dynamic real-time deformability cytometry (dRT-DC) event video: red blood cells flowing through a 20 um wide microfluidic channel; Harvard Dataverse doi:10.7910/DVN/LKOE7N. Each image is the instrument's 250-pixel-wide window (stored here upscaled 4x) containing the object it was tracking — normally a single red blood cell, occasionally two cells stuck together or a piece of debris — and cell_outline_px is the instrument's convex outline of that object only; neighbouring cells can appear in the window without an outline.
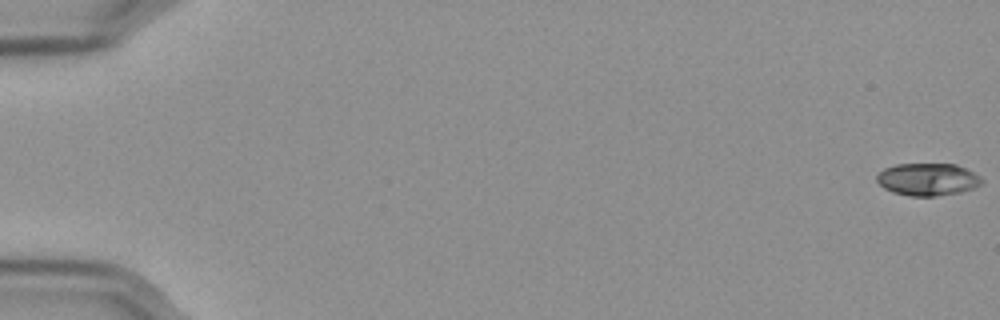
{"species": "Egyptian fruit bat (a non-hibernating species)", "species_latin": "Rousettus aegyptiacus", "temperature_condition": "cold", "stored_images_in_passage": 58, "camera_frame_rate_fps": 3000, "um_per_image_px": 0.085, "frame": {"image": 1, "passage_image": 1, "time_ms": 0.0, "image_size_px": [1000, 320], "cell_outline_px": [[984, 180], [980, 184], [972, 188], [960, 192], [936, 196], [912, 196], [892, 192], [884, 188], [876, 180], [876, 176], [884, 168], [896, 164], [956, 164], [980, 176]], "centroid_in_image_um": [78.84, 15.24], "position_along_channel_um": 6.2, "area_um2": 19.71}}
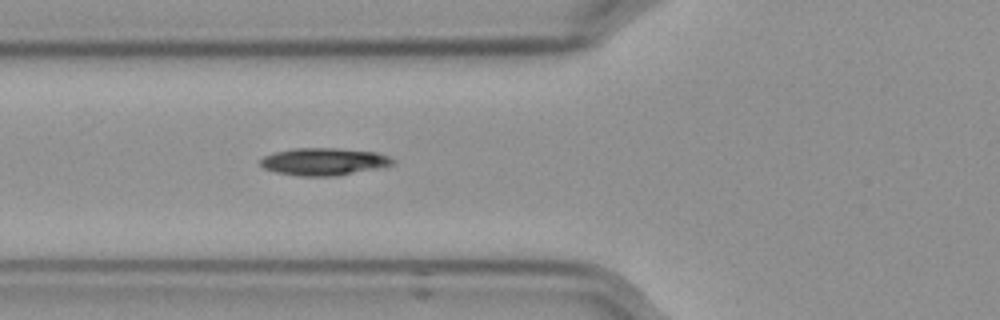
{"frame": {"image": 2, "passage_image": 23, "time_ms": 7.333, "image_size_px": [1000, 320], "cell_outline_px": [[396, 164], [380, 168], [336, 176], [300, 176], [276, 172], [264, 168], [260, 164], [260, 160], [264, 156], [272, 152], [292, 148], [336, 148], [376, 152], [388, 156], [396, 160]], "centroid_in_image_um": [27.55, 13.73], "position_along_channel_um": 98.3, "area_um2": 21.33}}
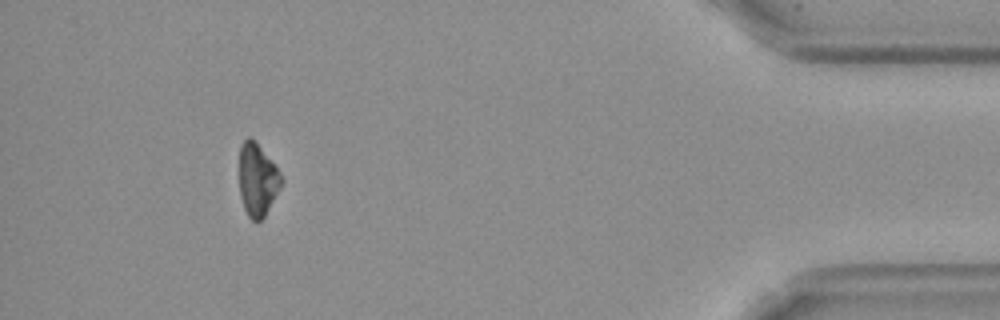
{"frame": {"image": 3, "passage_image": 54, "time_ms": 17.667, "image_size_px": [1000, 320], "cell_outline_px": [[284, 180], [280, 188], [264, 216], [260, 220], [252, 220], [248, 216], [244, 208], [240, 196], [240, 144], [248, 136], [256, 140], [280, 172]], "centroid_in_image_um": [21.88, 15.24], "position_along_channel_um": 413.3, "area_um2": 17.74}, "authors_computed_cell_mechanics": {"area_um2": 19.9988, "velocity_mm_per_s": 3.5791, "shape_relaxation_time_tau1_ms": 4.1787, "shape_relaxation_time_tau2_ms": null, "deformation_change_tau1": 0.1146, "deformation_change_tau2": null}}